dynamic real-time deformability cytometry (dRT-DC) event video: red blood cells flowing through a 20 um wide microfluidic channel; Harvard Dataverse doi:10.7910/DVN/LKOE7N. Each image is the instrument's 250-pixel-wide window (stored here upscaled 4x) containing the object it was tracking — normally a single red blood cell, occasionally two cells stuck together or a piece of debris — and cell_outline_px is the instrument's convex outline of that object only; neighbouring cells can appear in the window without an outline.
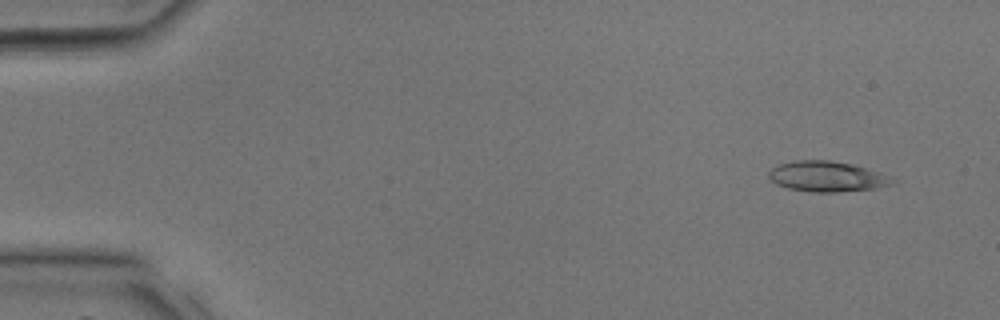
{"species": "common noctule bat (a hibernating species)", "species_latin": "Nyctalus noctula", "temperature_condition": "room temperature", "stored_images_in_passage": 12, "camera_frame_rate_fps": 3000, "um_per_image_px": 0.085, "animal": {"sex": "male", "body_mass_g": 17.9, "forearm_length_mm": 54.2}, "frame": {"image": 1, "passage_image": 3, "time_ms": 0.667, "image_size_px": [1000, 320], "cell_outline_px": [[896, 180], [888, 184], [876, 188], [836, 192], [812, 192], [788, 188], [776, 184], [768, 176], [768, 172], [772, 168], [780, 164], [796, 160], [828, 160], [852, 164], [880, 172]], "centroid_in_image_um": [70.26, 15.0], "position_along_channel_um": 14.7, "area_um2": 21.68}}
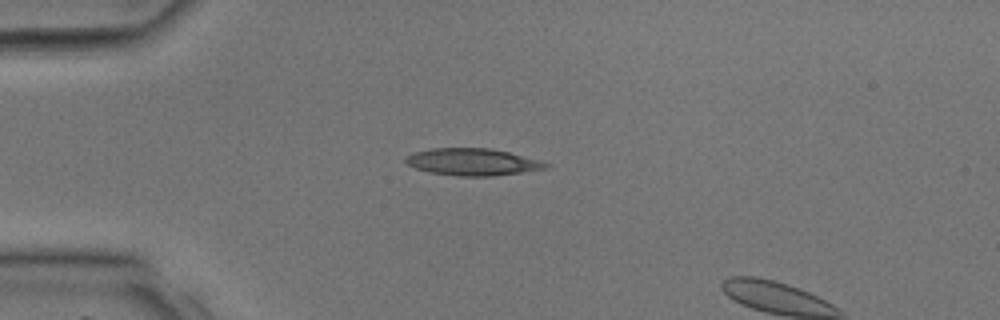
{"frame": {"image": 2, "passage_image": 10, "time_ms": 3.0, "image_size_px": [1000, 320], "cell_outline_px": [[552, 164], [548, 168], [492, 176], [456, 176], [432, 172], [416, 168], [408, 164], [404, 160], [408, 156], [416, 152], [432, 148], [488, 148], [508, 152], [540, 160]], "centroid_in_image_um": [40.21, 13.76], "position_along_channel_um": 44.8, "area_um2": 21.79}}